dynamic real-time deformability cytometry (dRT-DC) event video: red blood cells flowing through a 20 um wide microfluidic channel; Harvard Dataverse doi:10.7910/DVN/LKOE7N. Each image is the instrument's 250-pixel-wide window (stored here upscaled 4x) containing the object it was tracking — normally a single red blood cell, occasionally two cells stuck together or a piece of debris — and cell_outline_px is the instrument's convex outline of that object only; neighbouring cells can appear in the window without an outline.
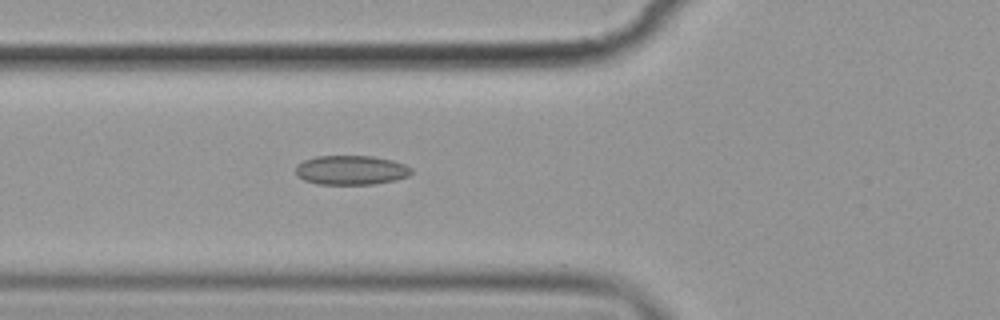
{"species": "common noctule bat (a hibernating species)", "species_latin": "Nyctalus noctula", "temperature_condition": "cold", "stored_images_in_passage": 3, "camera_frame_rate_fps": 3000, "um_per_image_px": 0.085, "animal": {"sex": "female", "body_mass_g": 19.9}, "frame": {"image": 1, "passage_image": 3, "time_ms": 2.333, "image_size_px": [1000, 320], "cell_outline_px": [[412, 172], [408, 176], [396, 180], [372, 184], [316, 184], [304, 180], [296, 176], [296, 168], [304, 160], [316, 156], [372, 156], [392, 160], [404, 164], [412, 168]], "centroid_in_image_um": [29.85, 14.46], "position_along_channel_um": 96.0, "area_um2": 19.77}}